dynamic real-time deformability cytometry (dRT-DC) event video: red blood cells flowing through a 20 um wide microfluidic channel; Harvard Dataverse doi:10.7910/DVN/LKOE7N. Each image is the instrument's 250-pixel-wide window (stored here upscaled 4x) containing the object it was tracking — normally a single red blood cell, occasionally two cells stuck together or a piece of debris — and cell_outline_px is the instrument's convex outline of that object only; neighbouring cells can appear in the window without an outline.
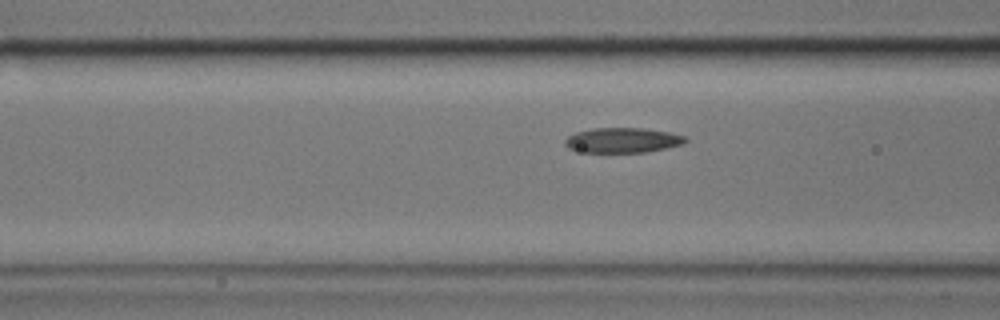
{"species": "common noctule bat (a hibernating species)", "species_latin": "Nyctalus noctula", "temperature_condition": "cold", "stored_images_in_passage": 21, "camera_frame_rate_fps": 3000, "um_per_image_px": 0.085, "animal": {"sex": "male", "body_mass_g": 17.9}, "frame": {"image": 1, "passage_image": 18, "time_ms": 5.667, "image_size_px": [1000, 320], "cell_outline_px": [[688, 140], [684, 144], [668, 148], [644, 152], [584, 152], [568, 148], [564, 144], [564, 140], [568, 136], [576, 132], [592, 128], [640, 128], [668, 132], [684, 136]], "centroid_in_image_um": [52.91, 11.92], "position_along_channel_um": 113.7, "area_um2": 17.51}}